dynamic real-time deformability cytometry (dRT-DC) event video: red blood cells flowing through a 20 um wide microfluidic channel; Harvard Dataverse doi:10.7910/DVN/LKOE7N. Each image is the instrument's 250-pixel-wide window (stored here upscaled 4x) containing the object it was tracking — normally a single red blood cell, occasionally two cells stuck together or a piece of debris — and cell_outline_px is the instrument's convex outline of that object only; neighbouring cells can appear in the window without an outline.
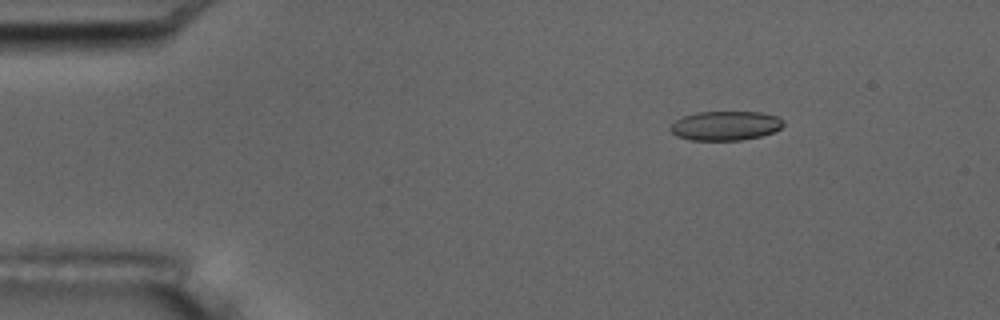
{"species": "common noctule bat (a hibernating species)", "species_latin": "Nyctalus noctula", "temperature_condition": "room temperature", "stored_images_in_passage": 13, "camera_frame_rate_fps": 3000, "um_per_image_px": 0.085, "animal": {"sex": "male", "body_mass_g": 17.5, "forearm_length_mm": 52.3}, "frame": {"image": 1, "passage_image": 3, "time_ms": 2.333, "image_size_px": [1000, 320], "cell_outline_px": [[784, 124], [780, 128], [772, 132], [760, 136], [740, 140], [688, 140], [676, 136], [668, 128], [676, 120], [684, 116], [696, 112], [760, 112], [776, 116], [784, 120]], "centroid_in_image_um": [61.64, 10.68], "position_along_channel_um": 23.4, "area_um2": 19.25}}